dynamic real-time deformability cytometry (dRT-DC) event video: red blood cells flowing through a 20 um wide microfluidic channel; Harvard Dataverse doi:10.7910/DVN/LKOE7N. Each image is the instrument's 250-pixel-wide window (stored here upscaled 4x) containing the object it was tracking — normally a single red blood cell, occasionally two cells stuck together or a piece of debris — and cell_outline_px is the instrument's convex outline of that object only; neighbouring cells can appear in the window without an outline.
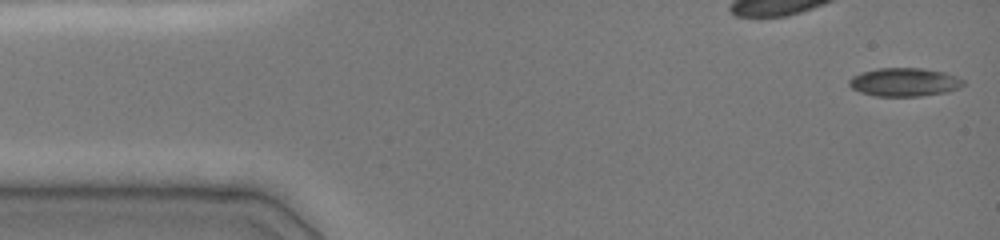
{"species": "common noctule bat (a hibernating species)", "species_latin": "Nyctalus noctula", "temperature_condition": "cold", "stored_images_in_passage": 49, "camera_frame_rate_fps": 3000, "um_per_image_px": 0.085, "animal": {"sex": "female", "body_mass_g": 19.0, "forearm_length_mm": 51.5}, "frame": {"image": 1, "passage_image": 1, "time_ms": 0.0, "image_size_px": [1000, 240], "cell_outline_px": [[964, 84], [948, 92], [920, 96], [876, 96], [860, 92], [852, 88], [848, 84], [848, 80], [852, 76], [860, 72], [880, 68], [924, 68], [944, 72], [956, 76], [964, 80]], "centroid_in_image_um": [76.85, 6.98], "position_along_channel_um": 8.2, "area_um2": 18.96}}
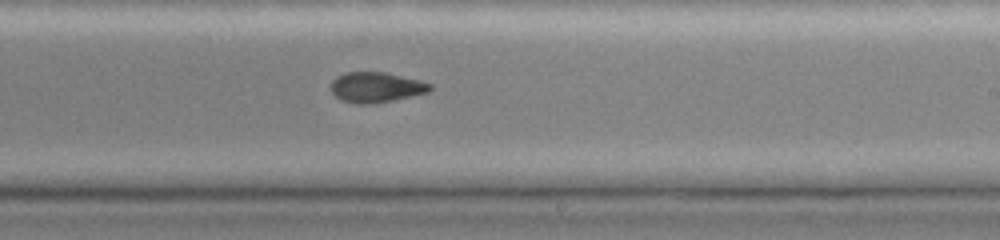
{"frame": {"image": 2, "passage_image": 36, "time_ms": 9.0, "image_size_px": [1000, 240], "cell_outline_px": [[432, 88], [428, 92], [392, 100], [372, 104], [356, 104], [340, 100], [332, 92], [332, 80], [336, 76], [344, 72], [384, 72], [420, 80], [432, 84]], "centroid_in_image_um": [31.95, 7.41], "position_along_channel_um": 257.1, "area_um2": 17.46}}
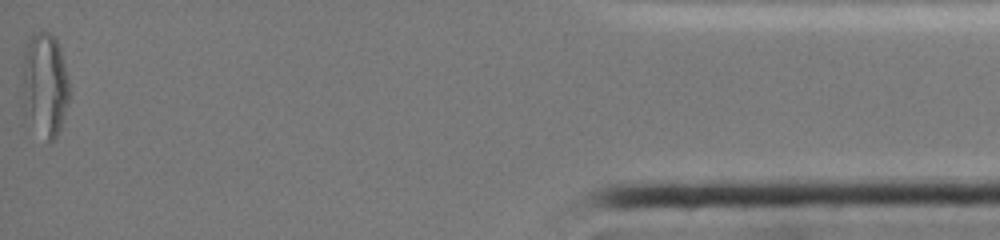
{"frame": {"image": 3, "passage_image": 49, "time_ms": 15.333, "image_size_px": [1000, 240], "cell_outline_px": [[68, 100], [60, 128], [56, 136], [52, 140], [48, 140], [24, 112], [20, 84], [20, 52], [24, 44], [36, 32], [48, 32], [56, 40], [60, 48], [68, 80]], "centroid_in_image_um": [3.72, 7.08], "position_along_channel_um": 431.5, "area_um2": 28.61}, "authors_computed_cell_mechanics": {"area_um2": 18.4382, "velocity_mm_per_s": 4.0119, "shape_relaxation_time_tau1_ms": null, "shape_relaxation_time_tau2_ms": 2.5908, "deformation_change_tau1": null, "deformation_change_tau2": 0.0741}}